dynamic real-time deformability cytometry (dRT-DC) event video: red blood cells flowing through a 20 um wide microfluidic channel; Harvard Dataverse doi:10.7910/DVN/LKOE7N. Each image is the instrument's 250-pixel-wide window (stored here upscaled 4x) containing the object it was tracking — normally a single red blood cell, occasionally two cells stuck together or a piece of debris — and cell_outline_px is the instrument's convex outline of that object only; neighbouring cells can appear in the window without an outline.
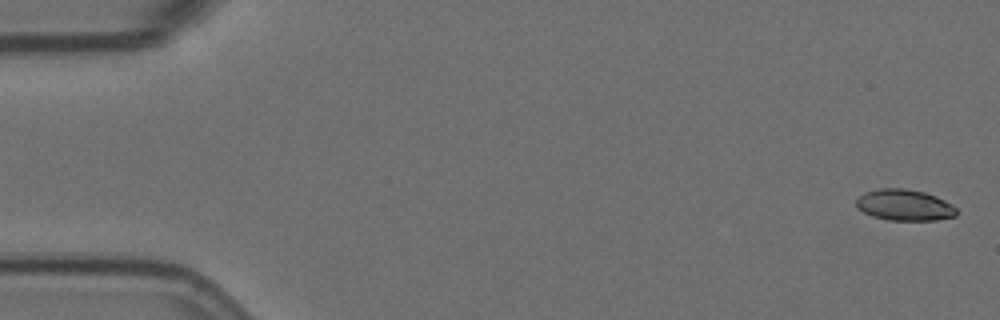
{"species": "Egyptian fruit bat (a non-hibernating species)", "species_latin": "Rousettus aegyptiacus", "temperature_condition": "room temperature", "stored_images_in_passage": 57, "camera_frame_rate_fps": 3000, "um_per_image_px": 0.085, "animal": {"sex": "female"}, "frame": {"image": 1, "passage_image": 1, "time_ms": 0.0, "image_size_px": [1000, 320], "cell_outline_px": [[956, 216], [936, 220], [888, 220], [872, 216], [856, 208], [856, 200], [864, 192], [880, 188], [904, 188], [924, 192], [936, 196], [952, 204], [956, 208]], "centroid_in_image_um": [76.87, 17.43], "position_along_channel_um": 8.1, "area_um2": 18.26}}
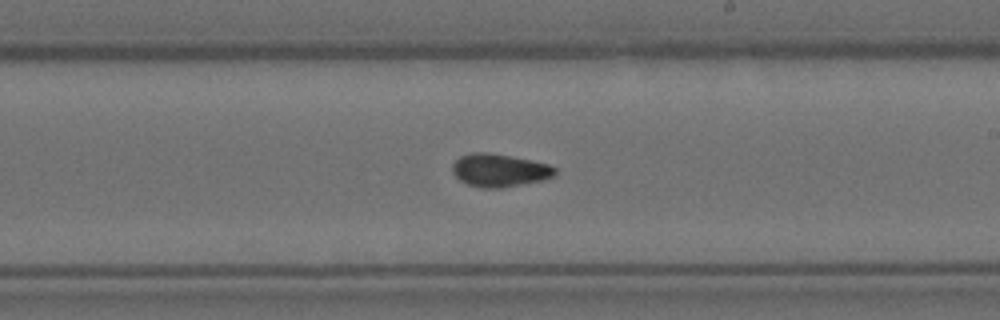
{"frame": {"image": 2, "passage_image": 33, "time_ms": 10.667, "image_size_px": [1000, 320], "cell_outline_px": [[556, 172], [552, 176], [544, 180], [500, 188], [480, 188], [468, 184], [460, 180], [452, 172], [452, 164], [460, 156], [472, 152], [488, 152], [548, 164], [556, 168]], "centroid_in_image_um": [42.42, 14.48], "position_along_channel_um": 246.6, "area_um2": 19.54}}
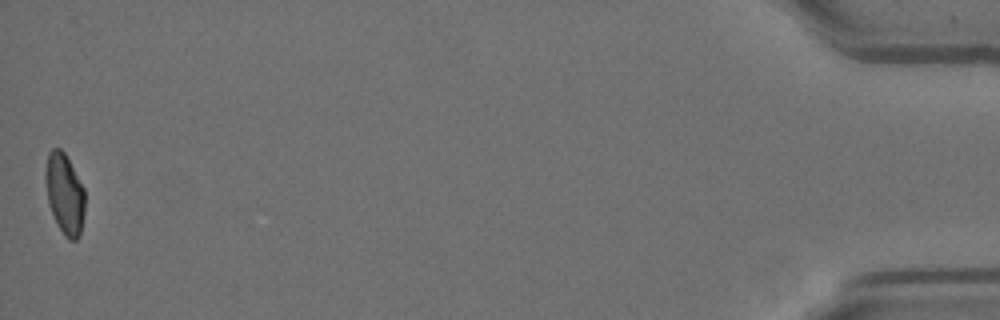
{"frame": {"image": 3, "passage_image": 57, "time_ms": 18.667, "image_size_px": [1000, 320], "cell_outline_px": [[84, 216], [80, 236], [76, 240], [68, 240], [64, 236], [56, 224], [48, 204], [44, 176], [44, 172], [48, 152], [52, 148], [60, 148], [64, 152], [84, 188]], "centroid_in_image_um": [5.47, 16.5], "position_along_channel_um": 429.7, "area_um2": 18.84}, "authors_computed_cell_mechanics": {"area_um2": 19.074, "velocity_mm_per_s": 3.5136, "shape_relaxation_time_tau1_ms": 6.1071, "shape_relaxation_time_tau2_ms": 2.7367, "deformation_change_tau1": 0.1848, "deformation_change_tau2": 0.0725}}